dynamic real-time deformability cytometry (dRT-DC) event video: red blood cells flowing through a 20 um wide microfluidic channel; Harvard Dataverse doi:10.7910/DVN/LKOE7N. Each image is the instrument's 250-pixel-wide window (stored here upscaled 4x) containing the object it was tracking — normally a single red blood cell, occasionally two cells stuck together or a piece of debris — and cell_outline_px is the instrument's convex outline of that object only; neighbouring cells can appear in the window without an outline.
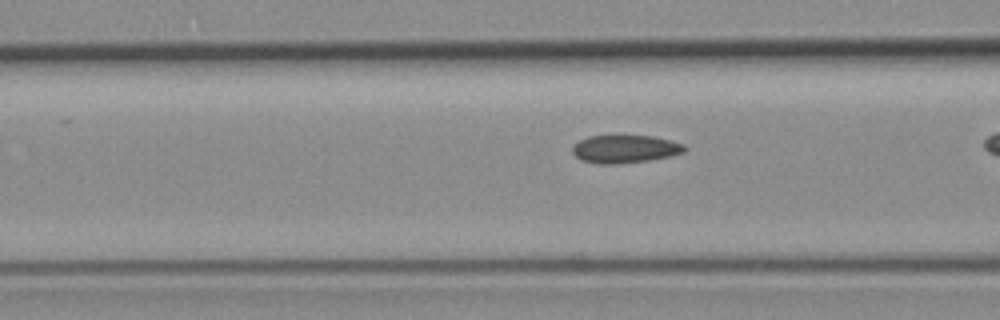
{"species": "common noctule bat (a hibernating species)", "species_latin": "Nyctalus noctula", "temperature_condition": "room temperature", "stored_images_in_passage": 38, "camera_frame_rate_fps": 3000, "um_per_image_px": 0.085, "animal": {"sex": "female", "body_mass_g": 19.3, "forearm_length_mm": 54.1}, "frame": {"image": 1, "passage_image": 9, "time_ms": 2.667, "image_size_px": [1000, 320], "cell_outline_px": [[688, 148], [684, 152], [668, 156], [648, 160], [616, 164], [596, 164], [580, 160], [572, 152], [572, 144], [588, 136], [652, 136], [684, 144]], "centroid_in_image_um": [53.08, 12.67], "position_along_channel_um": 113.5, "area_um2": 18.21}, "authors_computed_cell_mechanics": {"area_um2": 18.1781, "velocity_mm_per_s": 3.7991, "shape_relaxation_time_tau1_ms": null, "shape_relaxation_time_tau2_ms": 2.489, "deformation_change_tau1": null, "deformation_change_tau2": 0.058}}